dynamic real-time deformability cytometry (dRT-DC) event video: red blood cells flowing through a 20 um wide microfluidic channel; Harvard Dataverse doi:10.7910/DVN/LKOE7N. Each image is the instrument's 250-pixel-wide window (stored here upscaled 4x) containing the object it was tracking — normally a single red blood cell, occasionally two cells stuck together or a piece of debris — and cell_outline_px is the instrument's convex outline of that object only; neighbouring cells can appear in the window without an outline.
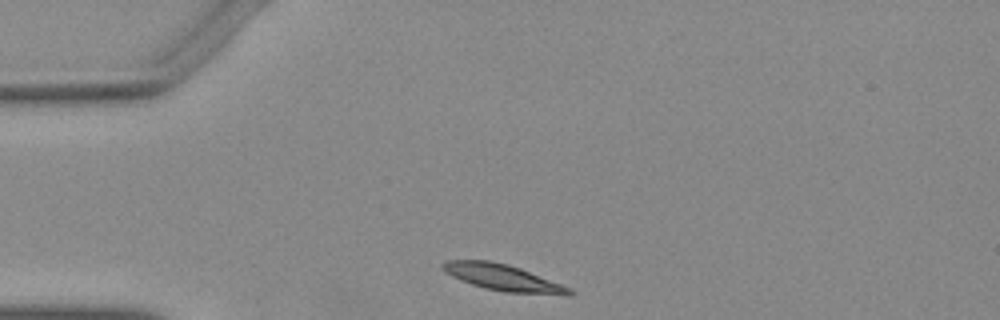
{"species": "Egyptian fruit bat (a non-hibernating species)", "species_latin": "Rousettus aegyptiacus", "temperature_condition": "warm", "stored_images_in_passage": 31, "camera_frame_rate_fps": 3000, "um_per_image_px": 0.085, "animal": {"sex": "female"}, "frame": {"image": 1, "passage_image": 1, "time_ms": 0.0, "image_size_px": [1000, 320], "cell_outline_px": [[576, 292], [572, 296], [564, 296], [504, 292], [484, 288], [460, 280], [444, 272], [440, 268], [440, 264], [448, 260], [488, 260], [508, 264], [520, 268], [572, 288]], "centroid_in_image_um": [42.81, 23.62], "position_along_channel_um": 42.2, "area_um2": 19.88}}
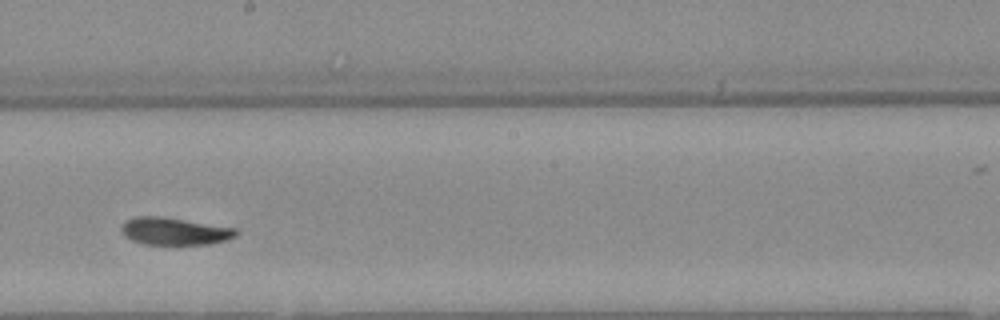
{"frame": {"image": 2, "passage_image": 18, "time_ms": 5.667, "image_size_px": [1000, 320], "cell_outline_px": [[240, 232], [236, 236], [212, 244], [144, 244], [132, 240], [124, 236], [120, 228], [120, 224], [124, 220], [136, 216], [160, 216], [236, 228]], "centroid_in_image_um": [14.79, 19.65], "position_along_channel_um": 233.4, "area_um2": 18.38}}
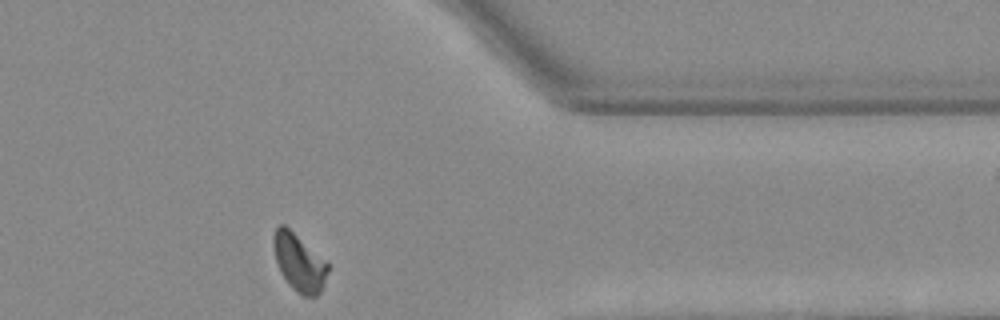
{"frame": {"image": 3, "passage_image": 31, "time_ms": 10.0, "image_size_px": [1000, 320], "cell_outline_px": [[328, 272], [324, 284], [320, 292], [316, 296], [300, 296], [288, 284], [280, 272], [276, 260], [272, 244], [272, 236], [276, 228], [280, 224], [284, 224], [328, 264]], "centroid_in_image_um": [25.39, 22.34], "position_along_channel_um": 386.0, "area_um2": 17.98}}